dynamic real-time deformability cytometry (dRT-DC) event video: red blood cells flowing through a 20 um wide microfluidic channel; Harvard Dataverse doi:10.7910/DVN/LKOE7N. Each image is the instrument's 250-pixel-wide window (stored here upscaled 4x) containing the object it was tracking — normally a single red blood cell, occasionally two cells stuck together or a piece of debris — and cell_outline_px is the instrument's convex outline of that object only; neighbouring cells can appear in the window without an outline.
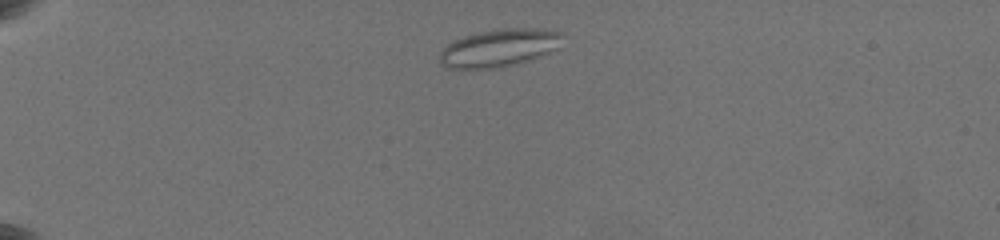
{"species": "common noctule bat (a hibernating species)", "species_latin": "Nyctalus noctula", "temperature_condition": "warm", "stored_images_in_passage": 41, "camera_frame_rate_fps": 3000, "um_per_image_px": 0.085, "animal": {"sex": "female", "body_mass_g": 19.5, "forearm_length_mm": 54.1}, "frame": {"image": 1, "passage_image": 4, "time_ms": 1.333, "image_size_px": [1000, 240], "cell_outline_px": [[560, 36], [556, 48], [548, 52], [512, 64], [492, 68], [444, 68], [440, 64], [440, 52], [448, 44], [464, 36], [476, 32], [504, 28], [536, 28], [560, 32]], "centroid_in_image_um": [42.33, 4.06], "position_along_channel_um": 42.7, "area_um2": 26.13}}
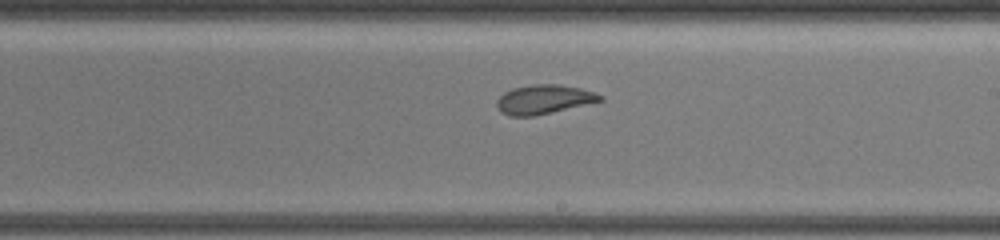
{"frame": {"image": 2, "passage_image": 21, "time_ms": 8.667, "image_size_px": [1000, 240], "cell_outline_px": [[604, 100], [536, 116], [508, 116], [500, 112], [496, 104], [496, 100], [504, 92], [512, 88], [532, 84], [560, 84], [580, 88], [604, 96]], "centroid_in_image_um": [46.2, 8.45], "position_along_channel_um": 242.8, "area_um2": 17.69}}
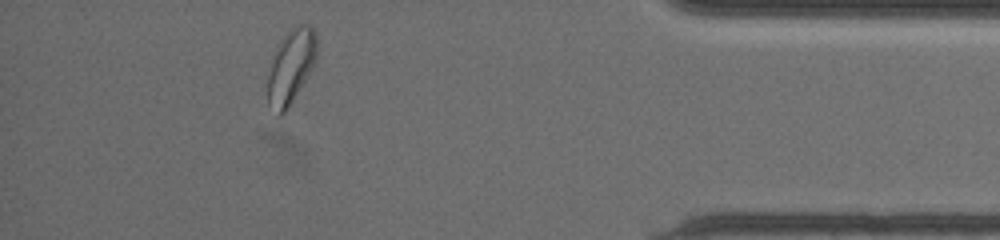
{"frame": {"image": 3, "passage_image": 36, "time_ms": 14.333, "image_size_px": [1000, 240], "cell_outline_px": [[316, 60], [312, 68], [284, 112], [280, 116], [276, 116], [268, 104], [268, 76], [272, 60], [280, 40], [296, 24], [308, 24], [316, 32]], "centroid_in_image_um": [24.72, 5.63], "position_along_channel_um": 410.5, "area_um2": 20.81}, "authors_computed_cell_mechanics": {"area_um2": 20.1722, "velocity_mm_per_s": 3.5682, "shape_relaxation_time_tau1_ms": null, "shape_relaxation_time_tau2_ms": 1.3219, "deformation_change_tau1": null, "deformation_change_tau2": 0.0758}}